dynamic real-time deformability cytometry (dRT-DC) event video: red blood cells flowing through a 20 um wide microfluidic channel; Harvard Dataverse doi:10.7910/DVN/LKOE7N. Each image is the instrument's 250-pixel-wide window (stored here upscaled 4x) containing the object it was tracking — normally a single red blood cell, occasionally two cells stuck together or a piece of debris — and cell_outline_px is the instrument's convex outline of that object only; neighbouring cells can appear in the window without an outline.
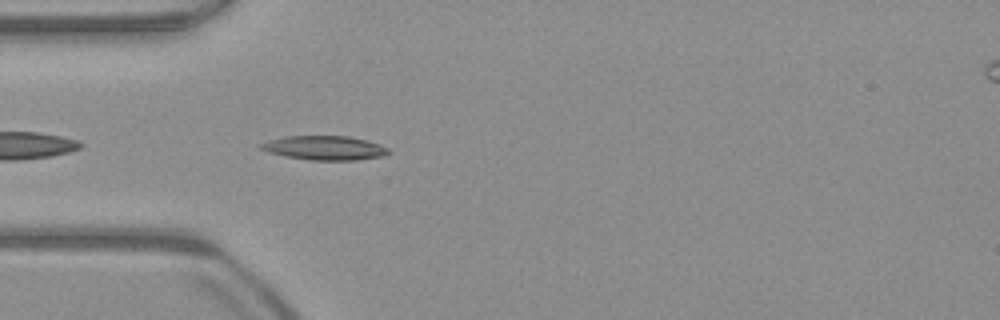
{"species": "common noctule bat (a hibernating species)", "species_latin": "Nyctalus noctula", "temperature_condition": "warm", "stored_images_in_passage": 39, "camera_frame_rate_fps": 3000, "um_per_image_px": 0.085, "animal": {"sex": "male", "body_mass_g": 23.1, "forearm_length_mm": 52.7}, "frame": {"image": 1, "passage_image": 2, "time_ms": 0.333, "image_size_px": [1000, 320], "cell_outline_px": [[388, 152], [384, 156], [356, 160], [312, 160], [288, 156], [268, 152], [260, 148], [256, 144], [268, 140], [284, 136], [348, 136], [368, 140], [380, 144], [388, 148]], "centroid_in_image_um": [27.57, 12.56], "position_along_channel_um": 57.4, "area_um2": 17.98}}
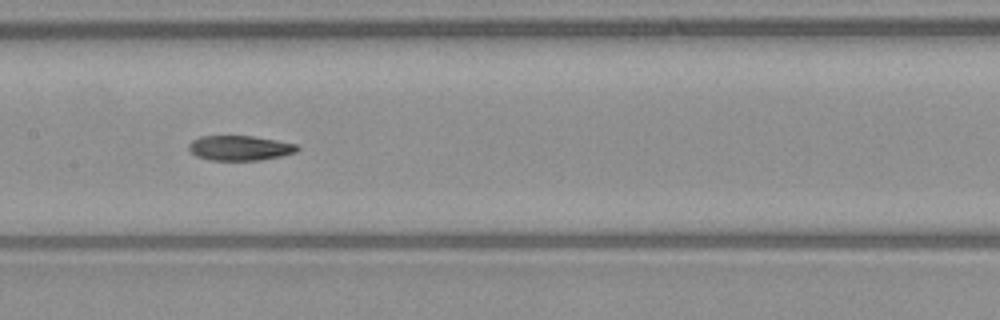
{"frame": {"image": 2, "passage_image": 12, "time_ms": 3.667, "image_size_px": [1000, 320], "cell_outline_px": [[300, 148], [296, 152], [280, 156], [260, 160], [212, 160], [196, 156], [188, 148], [188, 144], [192, 140], [200, 136], [252, 136], [276, 140], [296, 144]], "centroid_in_image_um": [20.37, 12.57], "position_along_channel_um": 187.0, "area_um2": 15.66}}
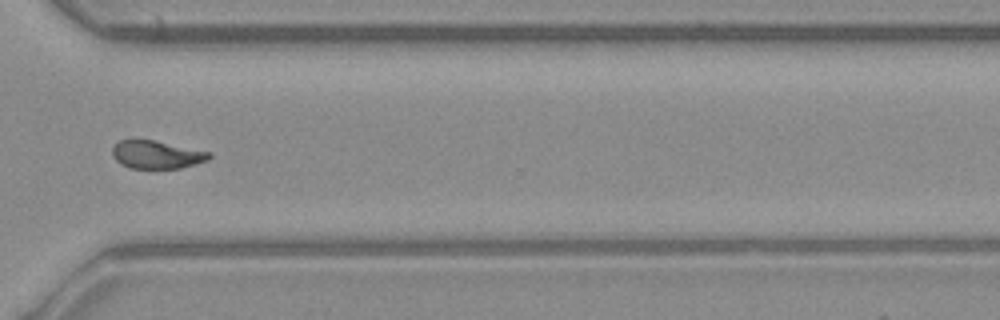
{"frame": {"image": 3, "passage_image": 25, "time_ms": 8.0, "image_size_px": [1000, 320], "cell_outline_px": [[212, 156], [208, 160], [196, 164], [180, 168], [128, 168], [120, 164], [112, 156], [112, 148], [120, 140], [132, 136], [212, 152]], "centroid_in_image_um": [13.27, 13.11], "position_along_channel_um": 357.3, "area_um2": 16.24}, "authors_computed_cell_mechanics": {"area_um2": 16.6464, "velocity_mm_per_s": 3.9337, "shape_relaxation_time_tau1_ms": null, "shape_relaxation_time_tau2_ms": 5.1301, "deformation_change_tau1": null, "deformation_change_tau2": 0.124}}